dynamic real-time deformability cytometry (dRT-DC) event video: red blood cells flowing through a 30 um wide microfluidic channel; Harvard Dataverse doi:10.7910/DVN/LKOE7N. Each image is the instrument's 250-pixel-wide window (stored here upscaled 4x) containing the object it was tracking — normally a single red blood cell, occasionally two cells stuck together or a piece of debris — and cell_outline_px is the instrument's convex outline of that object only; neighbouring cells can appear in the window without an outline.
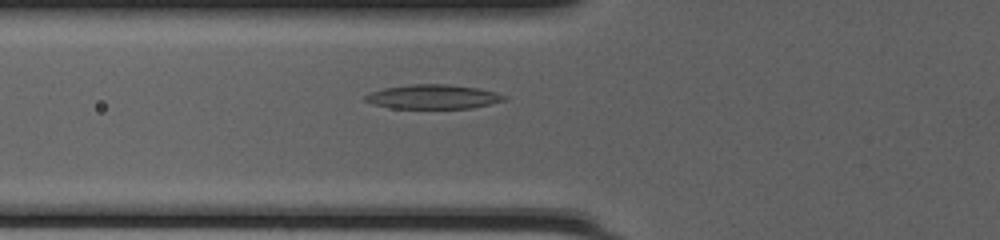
{"species": "common noctule bat (a hibernating species)", "species_latin": "Nyctalus noctula", "temperature_condition": "cold", "stored_images_in_passage": 36, "camera_frame_rate_fps": 3000, "um_per_image_px": 0.085, "animal": {"sex": "female", "body_mass_g": 20.0, "forearm_length_mm": 54.0}, "frame": {"image": 1, "passage_image": 6, "time_ms": 1.667, "image_size_px": [1000, 240], "cell_outline_px": [[508, 100], [472, 108], [392, 108], [372, 104], [364, 100], [364, 96], [368, 92], [384, 88], [408, 84], [448, 84], [476, 88], [496, 92], [508, 96]], "centroid_in_image_um": [36.81, 8.22], "position_along_channel_um": 89.0, "area_um2": 19.83}}
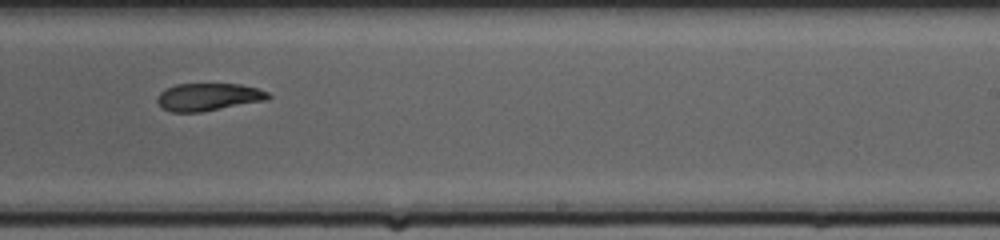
{"frame": {"image": 2, "passage_image": 19, "time_ms": 6.0, "image_size_px": [1000, 240], "cell_outline_px": [[272, 96], [268, 100], [200, 112], [172, 112], [160, 108], [156, 100], [160, 92], [176, 84], [240, 84], [256, 88], [268, 92]], "centroid_in_image_um": [17.71, 8.25], "position_along_channel_um": 271.3, "area_um2": 17.86}}
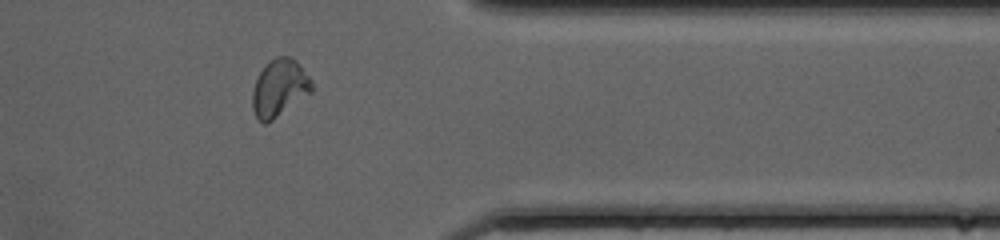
{"frame": {"image": 3, "passage_image": 28, "time_ms": 9.0, "image_size_px": [1000, 240], "cell_outline_px": [[312, 92], [272, 120], [264, 124], [256, 116], [252, 108], [252, 92], [256, 80], [260, 72], [276, 56], [288, 56], [296, 60], [312, 80]], "centroid_in_image_um": [23.76, 7.48], "position_along_channel_um": 387.6, "area_um2": 19.48}, "authors_computed_cell_mechanics": {"area_um2": 18.7561, "velocity_mm_per_s": 4.1996, "shape_relaxation_time_tau1_ms": null, "shape_relaxation_time_tau2_ms": 1.5115, "deformation_change_tau1": null, "deformation_change_tau2": 0.0717}}